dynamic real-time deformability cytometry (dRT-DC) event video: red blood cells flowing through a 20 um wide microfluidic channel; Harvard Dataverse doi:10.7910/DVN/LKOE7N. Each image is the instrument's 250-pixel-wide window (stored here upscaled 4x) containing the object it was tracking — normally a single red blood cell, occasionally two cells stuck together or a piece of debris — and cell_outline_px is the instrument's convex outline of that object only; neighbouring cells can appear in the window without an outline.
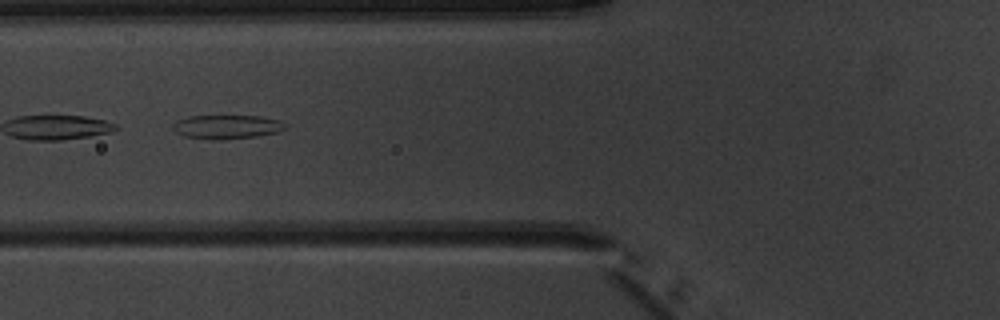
{"species": "common noctule bat (a hibernating species)", "species_latin": "Nyctalus noctula", "temperature_condition": "warm", "stored_images_in_passage": 8, "camera_frame_rate_fps": 3000, "um_per_image_px": 0.085, "animal": {"sex": "male", "body_mass_g": 20.1, "forearm_length_mm": 53.5}, "frame": {"image": 1, "passage_image": 6, "time_ms": 6.667, "image_size_px": [1000, 320], "cell_outline_px": [[288, 128], [280, 132], [256, 136], [220, 140], [212, 140], [184, 136], [176, 132], [172, 128], [172, 124], [176, 120], [188, 116], [260, 116], [280, 120], [288, 124]], "centroid_in_image_um": [19.32, 10.78], "position_along_channel_um": 106.5, "area_um2": 15.95}}
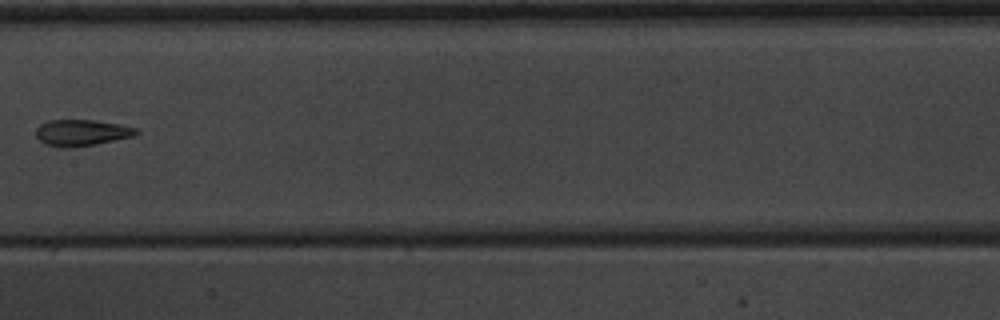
{"frame": {"image": 2, "passage_image": 8, "time_ms": 9.0, "image_size_px": [1000, 320], "cell_outline_px": [[140, 132], [132, 136], [96, 144], [72, 148], [60, 148], [44, 144], [36, 136], [36, 128], [40, 124], [48, 120], [92, 120], [120, 124], [136, 128]], "centroid_in_image_um": [6.9, 11.29], "position_along_channel_um": 200.5, "area_um2": 15.43}}